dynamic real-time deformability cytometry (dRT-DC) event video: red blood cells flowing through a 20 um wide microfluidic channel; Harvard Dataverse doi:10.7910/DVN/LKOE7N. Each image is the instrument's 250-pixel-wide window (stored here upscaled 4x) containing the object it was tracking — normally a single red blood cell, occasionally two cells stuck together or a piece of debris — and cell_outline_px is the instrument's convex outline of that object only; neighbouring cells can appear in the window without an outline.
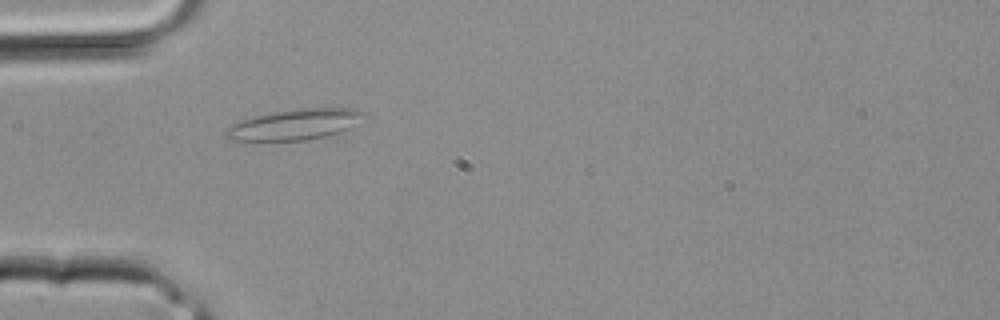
{"species": "common noctule bat (a hibernating species)", "species_latin": "Nyctalus noctula", "temperature_condition": "room temperature", "stored_images_in_passage": 4, "camera_frame_rate_fps": 3000, "um_per_image_px": 0.085, "animal": {"sex": "male", "body_mass_g": 20.4}, "frame": {"image": 1, "passage_image": 4, "time_ms": 1.0, "image_size_px": [1000, 320], "cell_outline_px": [[372, 116], [340, 132], [328, 136], [304, 140], [228, 140], [224, 136], [224, 132], [232, 124], [240, 120], [252, 116], [268, 112], [304, 108], [352, 108], [364, 112]], "centroid_in_image_um": [25.1, 10.56], "position_along_channel_um": 59.9, "area_um2": 25.03}}